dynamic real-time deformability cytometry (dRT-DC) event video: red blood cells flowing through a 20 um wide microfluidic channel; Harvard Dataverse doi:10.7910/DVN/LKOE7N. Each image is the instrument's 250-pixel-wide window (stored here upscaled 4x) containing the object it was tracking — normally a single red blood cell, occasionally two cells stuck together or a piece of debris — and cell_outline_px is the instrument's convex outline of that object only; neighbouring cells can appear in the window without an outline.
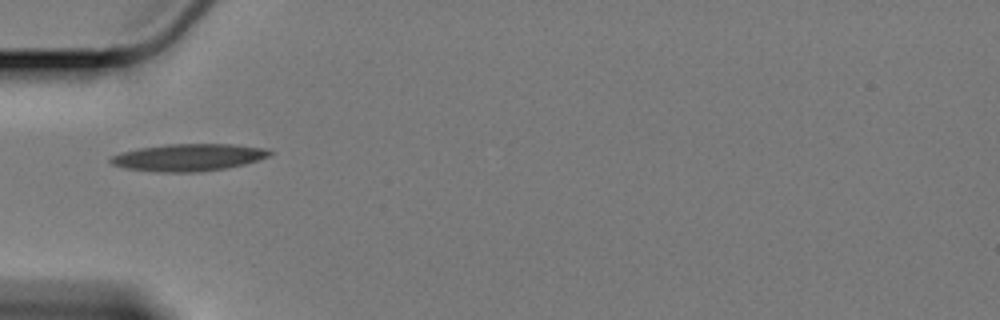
{"species": "Egyptian fruit bat (a non-hibernating species)", "species_latin": "Rousettus aegyptiacus", "temperature_condition": "cold", "stored_images_in_passage": 41, "camera_frame_rate_fps": 3000, "um_per_image_px": 0.085, "animal": {"sex": "female"}, "frame": {"image": 1, "passage_image": 1, "time_ms": 0.0, "image_size_px": [1000, 320], "cell_outline_px": [[276, 152], [268, 156], [244, 164], [224, 168], [196, 172], [156, 172], [124, 168], [112, 164], [108, 160], [112, 156], [120, 152], [140, 148], [168, 144], [236, 144], [268, 148]], "centroid_in_image_um": [16.03, 13.37], "position_along_channel_um": 69.0, "area_um2": 25.26}}
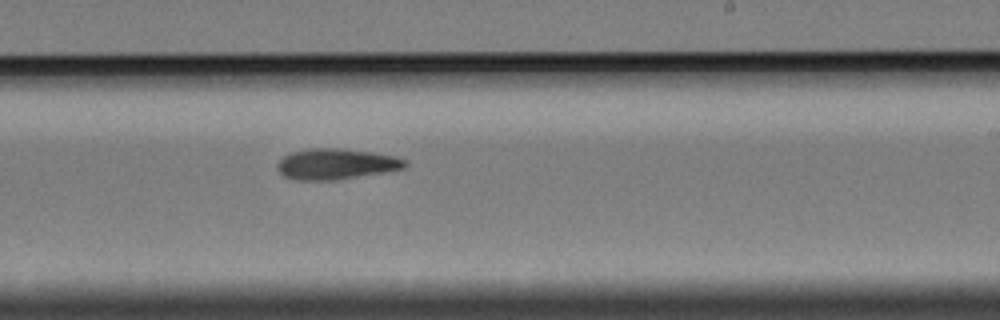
{"frame": {"image": 2, "passage_image": 18, "time_ms": 5.667, "image_size_px": [1000, 320], "cell_outline_px": [[408, 164], [404, 168], [336, 180], [300, 180], [284, 176], [276, 168], [276, 164], [284, 156], [292, 152], [312, 148], [340, 148], [372, 152], [396, 156], [404, 160]], "centroid_in_image_um": [28.55, 13.93], "position_along_channel_um": 260.5, "area_um2": 22.66}}
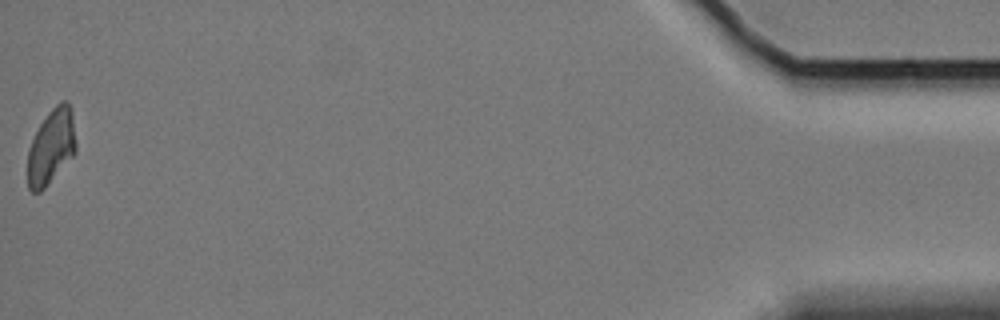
{"frame": {"image": 3, "passage_image": 41, "time_ms": 13.333, "image_size_px": [1000, 320], "cell_outline_px": [[76, 152], [44, 188], [40, 192], [32, 192], [28, 188], [28, 148], [40, 124], [48, 112], [60, 100], [68, 100], [72, 108], [76, 144]], "centroid_in_image_um": [4.37, 12.42], "position_along_channel_um": 430.8, "area_um2": 21.15}, "authors_computed_cell_mechanics": {"area_um2": 22.1374, "velocity_mm_per_s": 3.3774, "shape_relaxation_time_tau1_ms": 6.6395, "shape_relaxation_time_tau2_ms": 5.792, "deformation_change_tau1": 0.1843, "deformation_change_tau2": 0.1343}}